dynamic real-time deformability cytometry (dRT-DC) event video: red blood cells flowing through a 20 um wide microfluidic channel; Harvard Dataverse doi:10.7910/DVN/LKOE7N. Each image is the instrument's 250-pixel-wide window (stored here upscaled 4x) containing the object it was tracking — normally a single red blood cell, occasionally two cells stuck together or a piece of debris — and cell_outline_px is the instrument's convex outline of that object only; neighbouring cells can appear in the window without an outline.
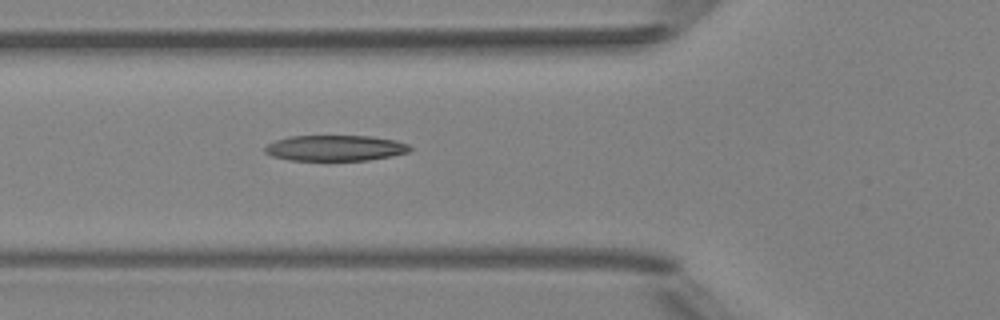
{"species": "Egyptian fruit bat (a non-hibernating species)", "species_latin": "Rousettus aegyptiacus", "temperature_condition": "room temperature", "stored_images_in_passage": 3, "camera_frame_rate_fps": 3000, "um_per_image_px": 0.085, "animal": {"sex": "female"}, "frame": {"image": 1, "passage_image": 3, "time_ms": 2.333, "image_size_px": [1000, 320], "cell_outline_px": [[412, 148], [408, 152], [392, 156], [368, 160], [288, 160], [272, 156], [264, 152], [264, 148], [268, 144], [276, 140], [288, 136], [372, 136], [396, 140], [408, 144]], "centroid_in_image_um": [28.5, 12.58], "position_along_channel_um": 97.3, "area_um2": 21.79}}